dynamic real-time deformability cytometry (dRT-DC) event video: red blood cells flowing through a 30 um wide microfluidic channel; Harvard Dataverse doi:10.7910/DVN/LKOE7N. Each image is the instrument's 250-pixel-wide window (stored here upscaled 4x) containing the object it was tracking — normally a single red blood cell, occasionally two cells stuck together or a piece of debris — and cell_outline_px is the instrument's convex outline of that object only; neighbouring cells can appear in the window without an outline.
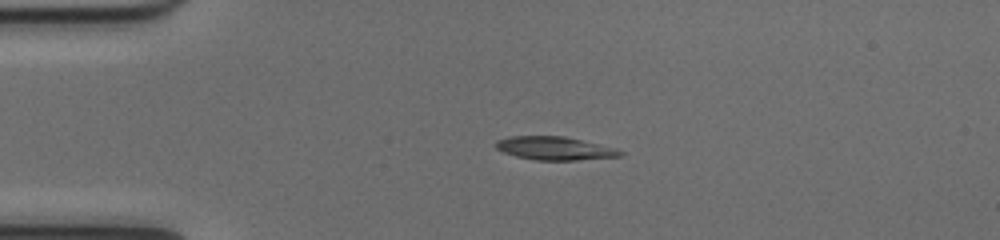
{"species": "common noctule bat (a hibernating species)", "species_latin": "Nyctalus noctula", "temperature_condition": "cold", "stored_images_in_passage": 40, "camera_frame_rate_fps": 3000, "um_per_image_px": 0.085, "animal": {"sex": "female", "body_mass_g": 17.0, "forearm_length_mm": 48.0}, "frame": {"image": 1, "passage_image": 1, "time_ms": 0.0, "image_size_px": [1000, 240], "cell_outline_px": [[624, 152], [620, 156], [576, 160], [536, 160], [516, 156], [504, 152], [496, 148], [496, 140], [508, 136], [564, 136], [612, 148]], "centroid_in_image_um": [47.07, 12.6], "position_along_channel_um": 37.9, "area_um2": 16.53}}
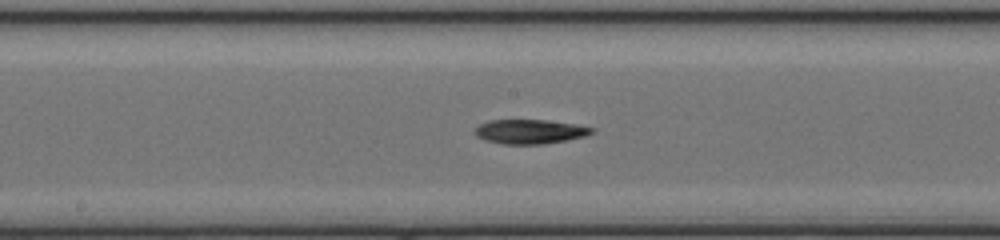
{"frame": {"image": 2, "passage_image": 16, "time_ms": 5.0, "image_size_px": [1000, 240], "cell_outline_px": [[592, 132], [584, 136], [568, 140], [544, 144], [504, 144], [484, 140], [476, 136], [472, 132], [480, 124], [488, 120], [544, 120], [572, 124], [592, 128]], "centroid_in_image_um": [44.95, 11.19], "position_along_channel_um": 203.2, "area_um2": 16.42}}
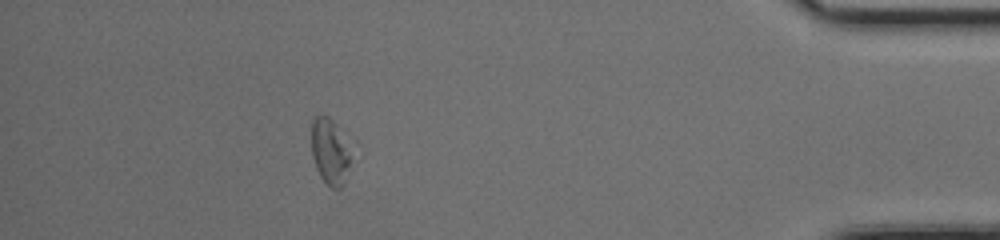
{"frame": {"image": 3, "passage_image": 35, "time_ms": 11.333, "image_size_px": [1000, 240], "cell_outline_px": [[360, 144], [344, 184], [340, 188], [332, 188], [320, 176], [316, 168], [312, 156], [312, 120], [316, 116], [328, 116], [356, 140]], "centroid_in_image_um": [28.26, 12.82], "position_along_channel_um": 406.9, "area_um2": 17.17}, "authors_computed_cell_mechanics": {"area_um2": 16.5597, "velocity_mm_per_s": 4.0369, "shape_relaxation_time_tau1_ms": 4.2927, "shape_relaxation_time_tau2_ms": null, "deformation_change_tau1": 0.1519, "deformation_change_tau2": null}}